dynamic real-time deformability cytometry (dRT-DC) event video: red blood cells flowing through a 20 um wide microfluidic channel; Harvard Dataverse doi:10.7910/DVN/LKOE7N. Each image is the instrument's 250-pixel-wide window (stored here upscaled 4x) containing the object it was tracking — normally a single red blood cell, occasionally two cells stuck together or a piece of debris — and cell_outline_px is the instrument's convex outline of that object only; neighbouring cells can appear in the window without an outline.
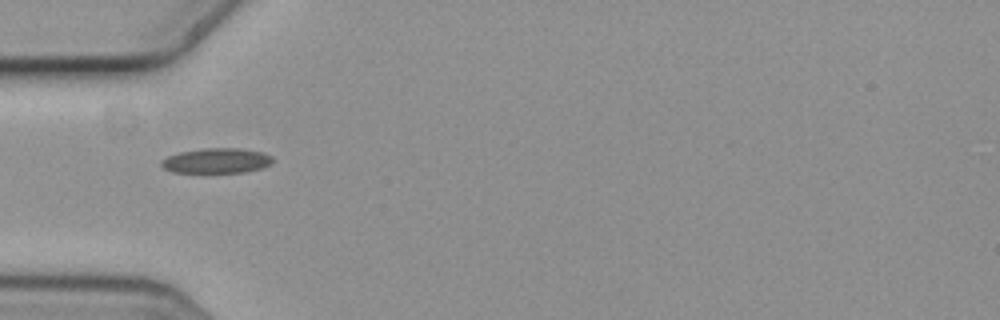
{"species": "common noctule bat (a hibernating species)", "species_latin": "Nyctalus noctula", "temperature_condition": "cold", "stored_images_in_passage": 7, "camera_frame_rate_fps": 3000, "um_per_image_px": 0.085, "animal": {"sex": "female", "body_mass_g": 19.3, "forearm_length_mm": 54.1}, "frame": {"image": 1, "passage_image": 6, "time_ms": 1.667, "image_size_px": [1000, 320], "cell_outline_px": [[272, 160], [268, 164], [260, 168], [244, 172], [172, 172], [164, 168], [160, 164], [160, 160], [168, 156], [180, 152], [204, 148], [240, 148], [264, 152], [272, 156]], "centroid_in_image_um": [18.38, 13.65], "position_along_channel_um": 66.6, "area_um2": 16.13}}
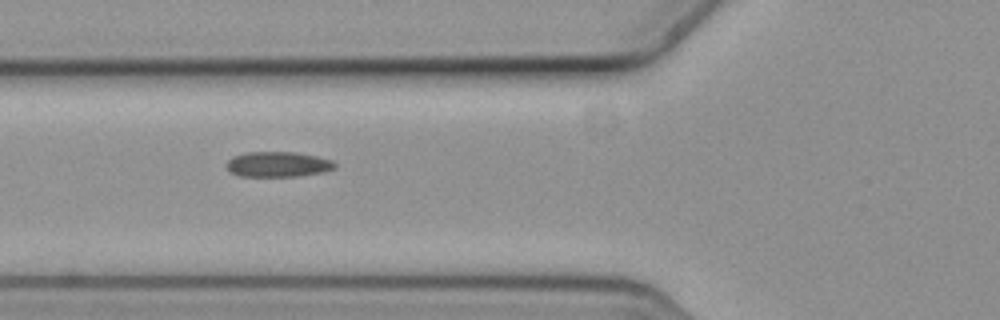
{"frame": {"image": 2, "passage_image": 7, "time_ms": 2.0, "image_size_px": [1000, 320], "cell_outline_px": [[336, 168], [324, 172], [296, 176], [240, 176], [228, 172], [224, 164], [232, 156], [244, 152], [296, 152], [316, 156], [332, 160], [336, 164]], "centroid_in_image_um": [23.58, 13.96], "position_along_channel_um": 102.2, "area_um2": 16.18}}